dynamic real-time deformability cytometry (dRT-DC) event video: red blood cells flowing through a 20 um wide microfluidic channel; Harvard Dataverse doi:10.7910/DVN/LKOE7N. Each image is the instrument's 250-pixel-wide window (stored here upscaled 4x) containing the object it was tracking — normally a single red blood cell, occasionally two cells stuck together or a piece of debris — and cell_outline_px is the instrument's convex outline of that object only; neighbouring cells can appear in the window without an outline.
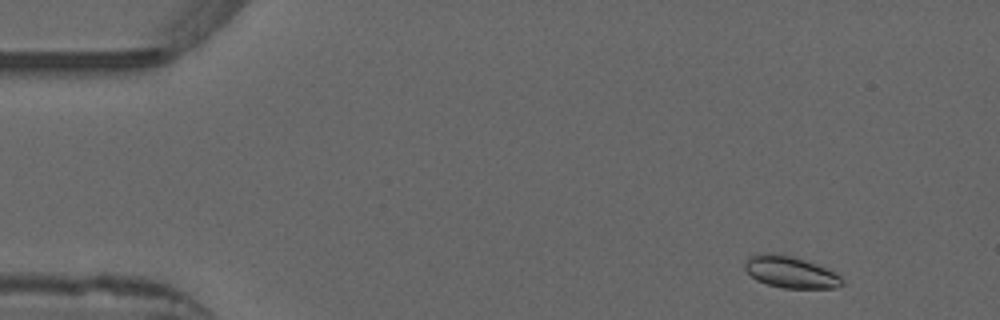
{"species": "common noctule bat (a hibernating species)", "species_latin": "Nyctalus noctula", "temperature_condition": "warm", "stored_images_in_passage": 16, "camera_frame_rate_fps": 3000, "um_per_image_px": 0.085, "animal": {"sex": "male", "forearm_length_mm": 52.5}, "frame": {"image": 1, "passage_image": 3, "time_ms": 0.667, "image_size_px": [1000, 320], "cell_outline_px": [[844, 284], [836, 288], [784, 288], [768, 284], [756, 280], [744, 268], [744, 264], [748, 256], [756, 252], [772, 252], [792, 256], [816, 264], [836, 272], [844, 280]], "centroid_in_image_um": [67.18, 23.11], "position_along_channel_um": 17.8, "area_um2": 18.21}}
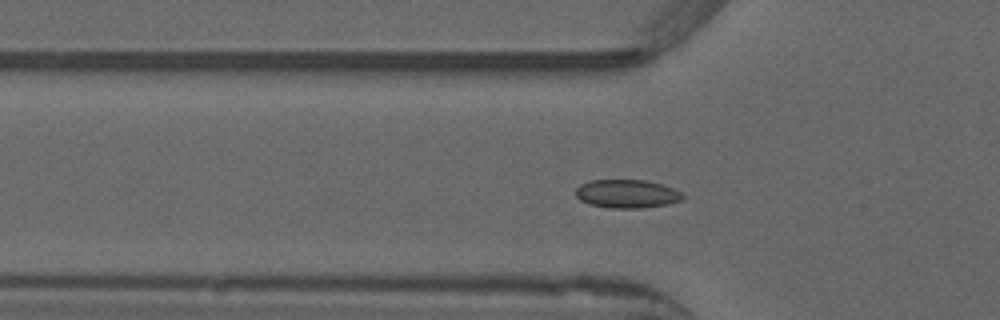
{"frame": {"image": 2, "passage_image": 15, "time_ms": 4.667, "image_size_px": [1000, 320], "cell_outline_px": [[684, 196], [680, 200], [668, 204], [640, 208], [612, 208], [588, 204], [580, 200], [576, 196], [576, 188], [580, 184], [588, 180], [644, 180], [664, 184], [680, 192]], "centroid_in_image_um": [53.26, 16.46], "position_along_channel_um": 72.5, "area_um2": 17.74}}